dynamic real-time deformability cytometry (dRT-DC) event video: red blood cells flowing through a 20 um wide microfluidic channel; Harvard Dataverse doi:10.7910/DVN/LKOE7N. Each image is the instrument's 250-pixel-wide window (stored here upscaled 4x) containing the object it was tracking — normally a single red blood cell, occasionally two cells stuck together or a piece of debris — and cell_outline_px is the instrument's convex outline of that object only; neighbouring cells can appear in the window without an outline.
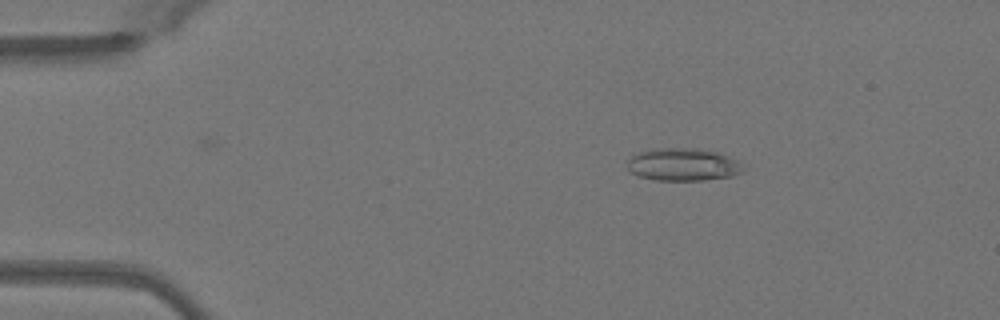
{"species": "Egyptian fruit bat (a non-hibernating species)", "species_latin": "Rousettus aegyptiacus", "temperature_condition": "warm", "stored_images_in_passage": 49, "camera_frame_rate_fps": 3000, "um_per_image_px": 0.085, "animal": {"sex": "female"}, "frame": {"image": 1, "passage_image": 8, "time_ms": 2.333, "image_size_px": [1000, 320], "cell_outline_px": [[744, 172], [732, 176], [704, 180], [656, 180], [640, 176], [632, 172], [628, 168], [628, 160], [632, 156], [640, 152], [652, 148], [700, 148], [720, 152], [736, 160], [744, 168]], "centroid_in_image_um": [58.09, 13.97], "position_along_channel_um": 26.9, "area_um2": 22.08}}
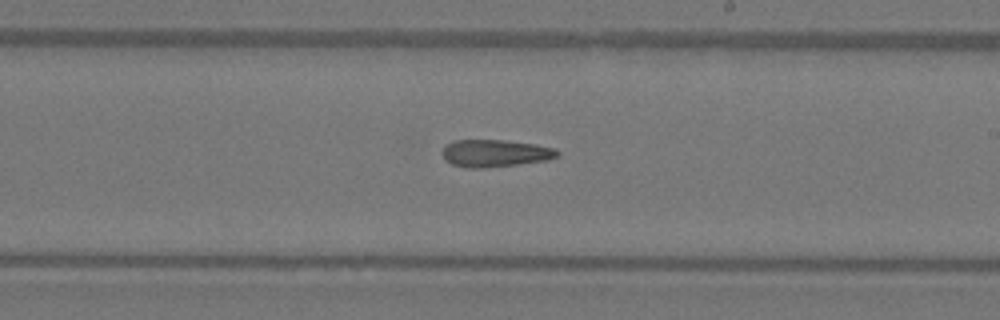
{"frame": {"image": 2, "passage_image": 29, "time_ms": 9.333, "image_size_px": [1000, 320], "cell_outline_px": [[560, 152], [556, 156], [548, 160], [484, 168], [468, 168], [452, 164], [444, 160], [440, 152], [444, 144], [452, 140], [504, 140], [536, 144], [556, 148]], "centroid_in_image_um": [42.02, 13.01], "position_along_channel_um": 247.0, "area_um2": 18.55}}
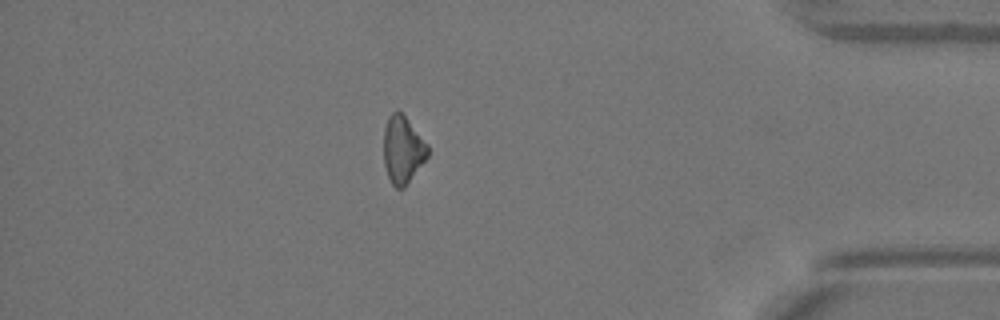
{"frame": {"image": 3, "passage_image": 43, "time_ms": 14.0, "image_size_px": [1000, 320], "cell_outline_px": [[428, 156], [404, 188], [396, 188], [392, 184], [388, 176], [384, 164], [384, 128], [388, 116], [392, 112], [400, 112], [404, 116], [428, 144]], "centroid_in_image_um": [34.22, 12.74], "position_along_channel_um": 401.0, "area_um2": 17.05}}